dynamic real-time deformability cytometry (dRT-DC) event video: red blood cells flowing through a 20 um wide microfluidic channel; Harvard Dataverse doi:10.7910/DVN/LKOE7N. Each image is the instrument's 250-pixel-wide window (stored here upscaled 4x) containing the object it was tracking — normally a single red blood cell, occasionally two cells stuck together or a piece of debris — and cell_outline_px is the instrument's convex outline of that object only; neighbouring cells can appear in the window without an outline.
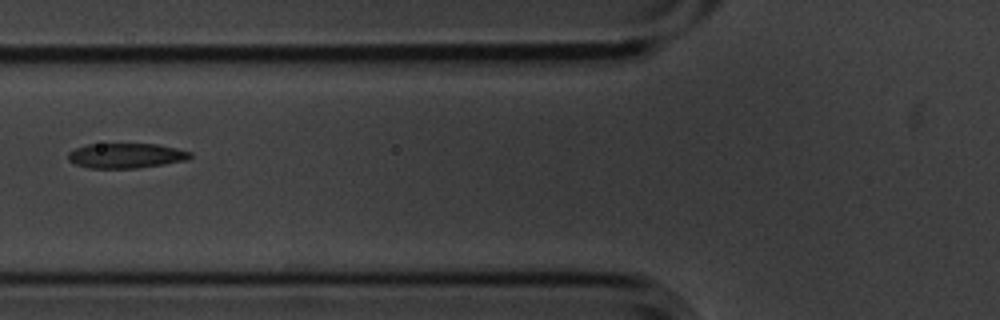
{"species": "common noctule bat (a hibernating species)", "species_latin": "Nyctalus noctula", "temperature_condition": "cold", "stored_images_in_passage": 4, "camera_frame_rate_fps": 3000, "um_per_image_px": 0.085, "animal": {"sex": "male", "body_mass_g": 20.1, "forearm_length_mm": 53.5}, "frame": {"image": 1, "passage_image": 4, "time_ms": 1.0, "image_size_px": [1000, 320], "cell_outline_px": [[192, 156], [188, 160], [164, 164], [136, 168], [88, 168], [76, 164], [68, 160], [68, 152], [76, 148], [88, 144], [156, 144], [176, 148], [192, 152]], "centroid_in_image_um": [10.72, 13.23], "position_along_channel_um": 115.1, "area_um2": 17.74}}